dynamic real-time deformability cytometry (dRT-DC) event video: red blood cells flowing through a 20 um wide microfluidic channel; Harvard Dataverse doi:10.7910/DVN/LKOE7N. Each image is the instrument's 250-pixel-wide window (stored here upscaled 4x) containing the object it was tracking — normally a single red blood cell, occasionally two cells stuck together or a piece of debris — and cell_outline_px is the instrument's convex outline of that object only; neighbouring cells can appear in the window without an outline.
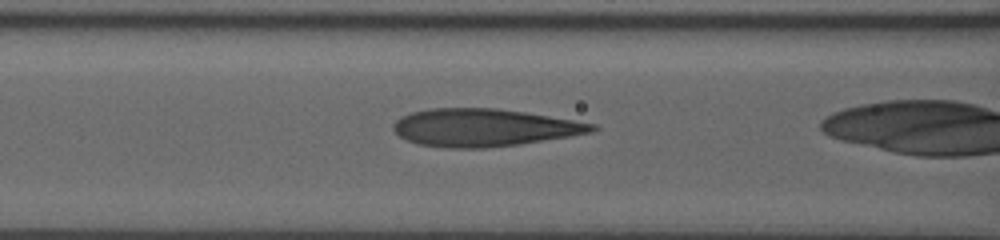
{"species": "human", "species_latin": "Homo sapiens", "temperature_condition": "room temperature", "stored_images_in_passage": 25, "camera_frame_rate_fps": 3000, "um_per_image_px": 0.085, "donor": {"sex": "male"}, "frame": {"image": 1, "passage_image": 4, "time_ms": 1.0, "image_size_px": [1000, 240], "cell_outline_px": [[600, 128], [592, 132], [568, 136], [516, 144], [484, 148], [452, 148], [420, 144], [408, 140], [400, 136], [392, 128], [392, 124], [400, 116], [412, 112], [428, 108], [496, 108], [524, 112], [596, 124]], "centroid_in_image_um": [41.09, 10.83], "position_along_channel_um": 125.5, "area_um2": 43.12}}
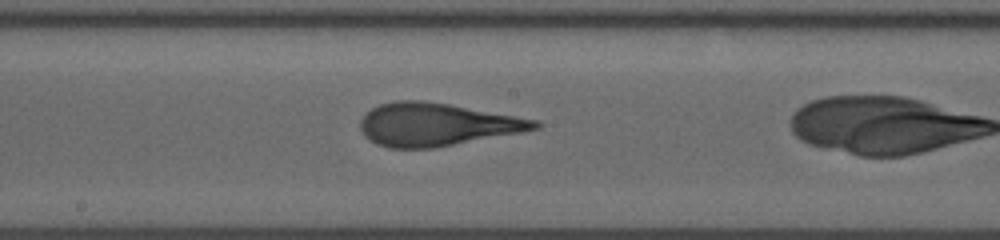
{"frame": {"image": 2, "passage_image": 11, "time_ms": 3.333, "image_size_px": [1000, 240], "cell_outline_px": [[544, 124], [540, 128], [520, 132], [432, 148], [388, 148], [376, 144], [368, 140], [364, 136], [360, 128], [360, 120], [364, 112], [380, 104], [396, 100], [420, 100], [448, 104], [540, 120]], "centroid_in_image_um": [37.08, 10.58], "position_along_channel_um": 211.1, "area_um2": 43.58}}
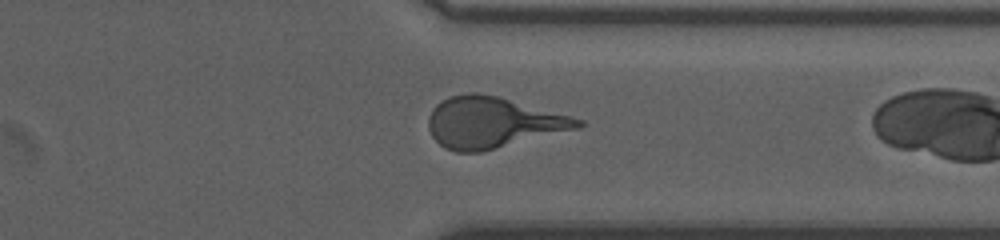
{"frame": {"image": 3, "passage_image": 24, "time_ms": 7.667, "image_size_px": [1000, 240], "cell_outline_px": [[584, 124], [580, 128], [480, 152], [456, 152], [444, 148], [432, 136], [428, 128], [428, 116], [432, 108], [440, 100], [448, 96], [468, 92], [476, 92], [496, 96], [584, 120]], "centroid_in_image_um": [41.82, 10.41], "position_along_channel_um": 369.6, "area_um2": 44.22}}